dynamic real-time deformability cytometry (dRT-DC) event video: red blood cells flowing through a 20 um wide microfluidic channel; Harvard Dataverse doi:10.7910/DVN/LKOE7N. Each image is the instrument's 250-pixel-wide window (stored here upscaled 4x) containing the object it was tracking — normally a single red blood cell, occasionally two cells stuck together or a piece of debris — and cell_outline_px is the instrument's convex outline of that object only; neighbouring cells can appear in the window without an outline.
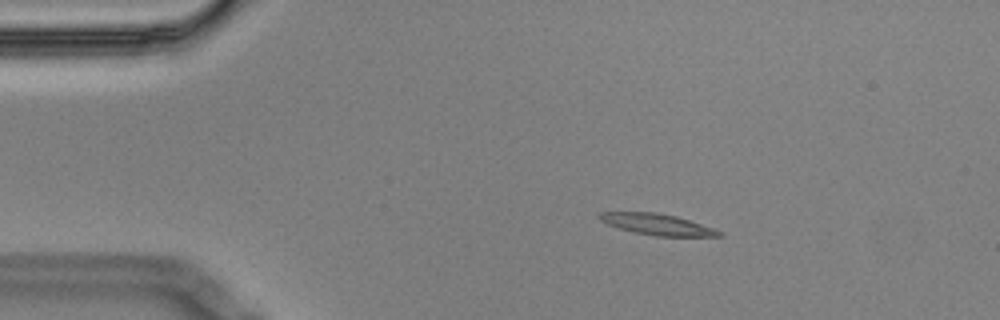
{"species": "Egyptian fruit bat (a non-hibernating species)", "species_latin": "Rousettus aegyptiacus", "temperature_condition": "cold", "stored_images_in_passage": 6, "camera_frame_rate_fps": 3000, "um_per_image_px": 0.085, "animal": {"sex": "male"}, "frame": {"image": 1, "passage_image": 3, "time_ms": 0.667, "image_size_px": [1000, 320], "cell_outline_px": [[724, 236], [656, 236], [636, 232], [620, 228], [608, 224], [600, 220], [596, 216], [600, 212], [656, 212], [676, 216], [724, 232]], "centroid_in_image_um": [55.85, 19.06], "position_along_channel_um": 29.1, "area_um2": 14.51}}
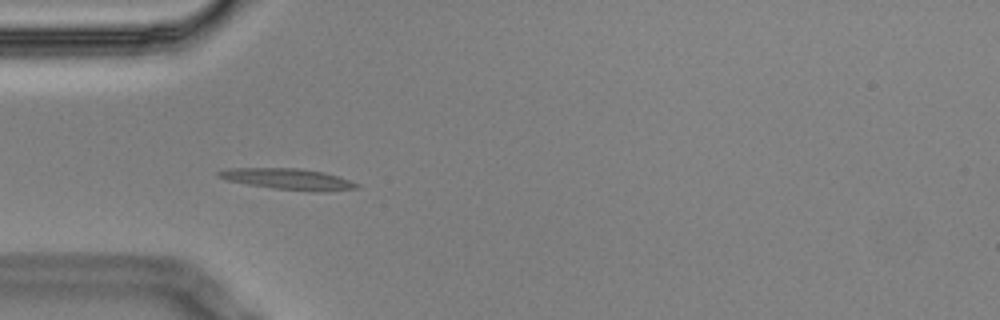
{"frame": {"image": 2, "passage_image": 5, "time_ms": 1.333, "image_size_px": [1000, 320], "cell_outline_px": [[360, 188], [272, 188], [224, 180], [216, 176], [216, 172], [228, 168], [300, 168], [324, 172], [360, 184]], "centroid_in_image_um": [24.25, 15.15], "position_along_channel_um": 60.7, "area_um2": 15.72}}
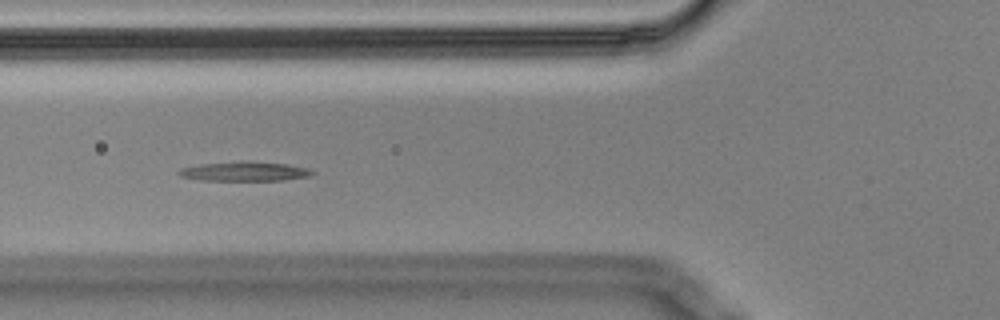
{"frame": {"image": 3, "passage_image": 6, "time_ms": 1.667, "image_size_px": [1000, 320], "cell_outline_px": [[316, 172], [308, 176], [284, 180], [200, 180], [180, 176], [176, 172], [180, 168], [200, 164], [240, 160], [284, 164], [308, 168]], "centroid_in_image_um": [20.73, 14.56], "position_along_channel_um": 105.1, "area_um2": 15.09}}